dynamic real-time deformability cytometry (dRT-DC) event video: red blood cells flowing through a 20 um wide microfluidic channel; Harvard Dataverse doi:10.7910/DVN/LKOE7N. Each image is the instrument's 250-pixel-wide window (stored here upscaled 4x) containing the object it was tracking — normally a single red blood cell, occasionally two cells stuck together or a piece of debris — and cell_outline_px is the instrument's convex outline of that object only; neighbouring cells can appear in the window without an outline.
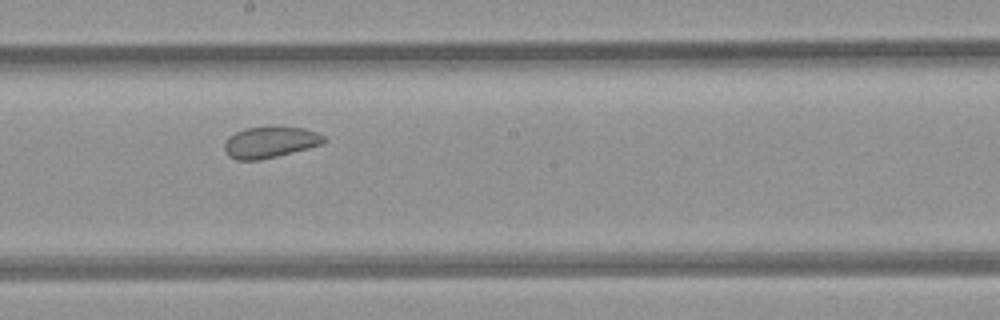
{"species": "common noctule bat (a hibernating species)", "species_latin": "Nyctalus noctula", "temperature_condition": "room temperature", "stored_images_in_passage": 12, "camera_frame_rate_fps": 3000, "um_per_image_px": 0.085, "animal": {"sex": "female", "body_mass_g": 21.9}, "frame": {"image": 1, "passage_image": 6, "time_ms": 5.667, "image_size_px": [1000, 320], "cell_outline_px": [[328, 140], [320, 144], [308, 148], [260, 160], [236, 160], [228, 156], [224, 148], [224, 144], [228, 136], [244, 128], [304, 128], [316, 132], [324, 136]], "centroid_in_image_um": [22.92, 12.11], "position_along_channel_um": 225.3, "area_um2": 17.74}}
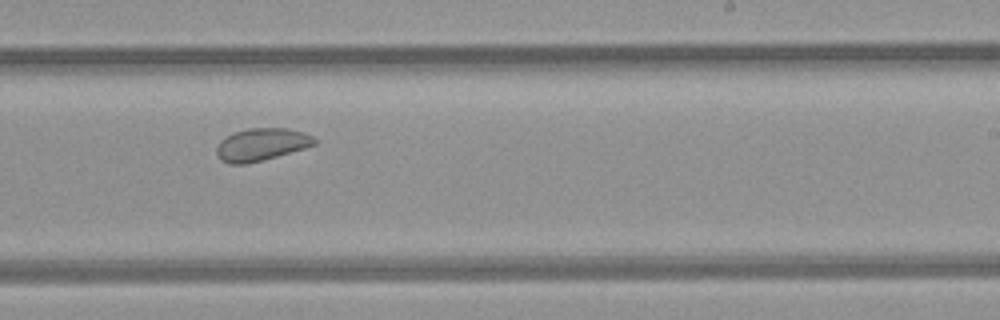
{"frame": {"image": 2, "passage_image": 7, "time_ms": 6.667, "image_size_px": [1000, 320], "cell_outline_px": [[316, 144], [304, 148], [264, 160], [244, 164], [228, 164], [220, 160], [216, 152], [216, 148], [220, 140], [236, 132], [248, 128], [288, 128], [304, 132], [312, 136], [316, 140]], "centroid_in_image_um": [22.21, 12.29], "position_along_channel_um": 266.8, "area_um2": 18.5}, "authors_computed_cell_mechanics": {"area_um2": 19.941, "velocity_mm_per_s": 4.1527, "shape_relaxation_time_tau1_ms": 6.1203, "shape_relaxation_time_tau2_ms": null, "deformation_change_tau1": 0.1354, "deformation_change_tau2": null}}